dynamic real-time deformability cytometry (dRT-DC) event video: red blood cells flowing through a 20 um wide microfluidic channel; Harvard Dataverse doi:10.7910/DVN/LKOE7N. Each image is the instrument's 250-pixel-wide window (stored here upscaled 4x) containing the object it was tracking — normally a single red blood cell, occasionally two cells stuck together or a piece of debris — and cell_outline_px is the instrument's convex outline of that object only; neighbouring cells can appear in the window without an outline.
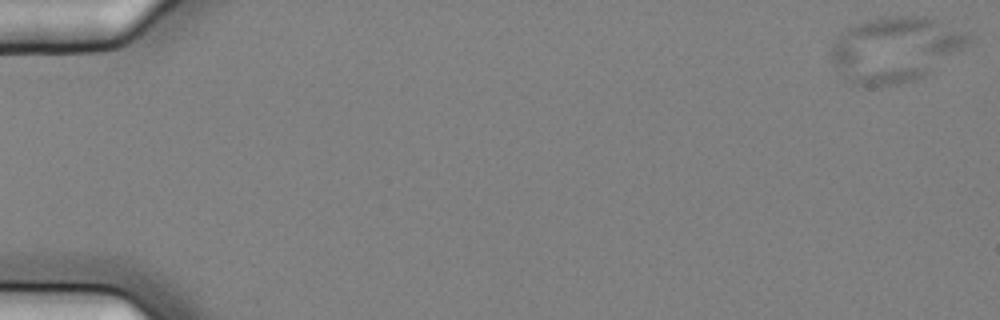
{"species": "common noctule bat (a hibernating species)", "species_latin": "Nyctalus noctula", "temperature_condition": "cold", "stored_images_in_passage": 5, "camera_frame_rate_fps": 3000, "um_per_image_px": 0.085, "animal": {"sex": "female", "body_mass_g": 25.1}, "frame": {"image": 1, "passage_image": 1, "time_ms": 0.0, "image_size_px": [1000, 320], "cell_outline_px": [[972, 40], [968, 44], [932, 72], [916, 80], [900, 84], [856, 84], [848, 80], [836, 68], [832, 60], [832, 44], [836, 36], [840, 32], [852, 24], [880, 16], [924, 16], [936, 20], [968, 32], [972, 36]], "centroid_in_image_um": [76.11, 4.15], "position_along_channel_um": 8.9, "area_um2": 52.02}}
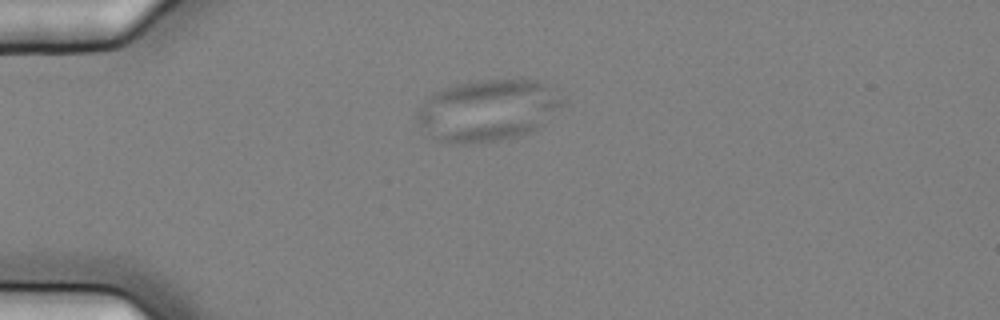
{"frame": {"image": 2, "passage_image": 4, "time_ms": 1.0, "image_size_px": [1000, 320], "cell_outline_px": [[568, 100], [540, 128], [532, 132], [520, 136], [500, 140], [468, 144], [448, 144], [436, 140], [416, 124], [416, 112], [428, 96], [432, 92], [456, 84], [476, 80], [536, 80], [556, 84]], "centroid_in_image_um": [41.53, 9.37], "position_along_channel_um": 43.5, "area_um2": 53.81}}